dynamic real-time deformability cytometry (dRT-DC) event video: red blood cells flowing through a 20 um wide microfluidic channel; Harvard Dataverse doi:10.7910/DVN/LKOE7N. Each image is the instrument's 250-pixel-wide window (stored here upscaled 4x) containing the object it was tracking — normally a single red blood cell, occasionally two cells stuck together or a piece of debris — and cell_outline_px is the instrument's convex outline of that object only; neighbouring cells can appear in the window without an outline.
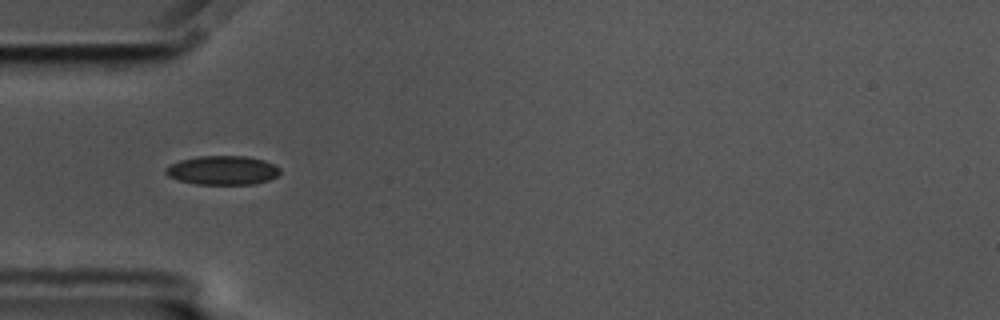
{"species": "common noctule bat (a hibernating species)", "species_latin": "Nyctalus noctula", "temperature_condition": "cold", "stored_images_in_passage": 41, "camera_frame_rate_fps": 3000, "um_per_image_px": 0.085, "animal": {"sex": "male", "body_mass_g": 17.5, "forearm_length_mm": 52.3}, "frame": {"image": 1, "passage_image": 1, "time_ms": 0.0, "image_size_px": [1000, 320], "cell_outline_px": [[280, 172], [276, 176], [268, 180], [252, 184], [196, 184], [180, 180], [168, 176], [164, 172], [164, 168], [180, 160], [196, 156], [244, 156], [264, 160], [280, 168]], "centroid_in_image_um": [18.89, 14.47], "position_along_channel_um": 66.1, "area_um2": 19.19}}
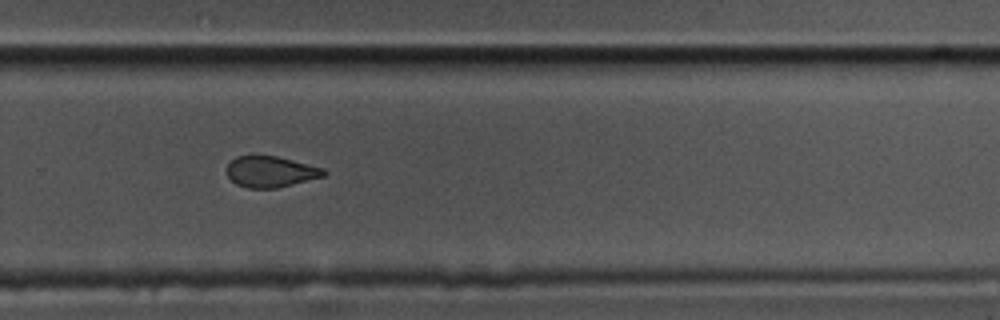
{"frame": {"image": 2, "passage_image": 22, "time_ms": 7.0, "image_size_px": [1000, 320], "cell_outline_px": [[328, 172], [324, 176], [276, 188], [248, 188], [236, 184], [228, 176], [228, 164], [236, 156], [252, 152], [276, 156], [324, 168]], "centroid_in_image_um": [22.97, 14.55], "position_along_channel_um": 306.8, "area_um2": 17.86}}
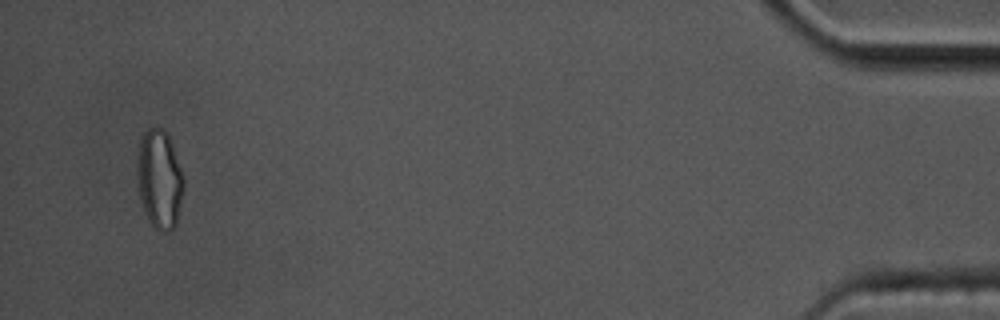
{"frame": {"image": 3, "passage_image": 39, "time_ms": 12.667, "image_size_px": [1000, 320], "cell_outline_px": [[184, 188], [176, 224], [168, 232], [160, 232], [148, 220], [140, 200], [136, 180], [140, 140], [144, 132], [148, 128], [164, 128], [168, 136], [184, 176]], "centroid_in_image_um": [13.55, 15.26], "position_along_channel_um": 421.6, "area_um2": 26.76}, "authors_computed_cell_mechanics": {"area_um2": 19.1318, "velocity_mm_per_s": 3.4489, "shape_relaxation_time_tau1_ms": null, "shape_relaxation_time_tau2_ms": 3.6631, "deformation_change_tau1": null, "deformation_change_tau2": 0.0789}}